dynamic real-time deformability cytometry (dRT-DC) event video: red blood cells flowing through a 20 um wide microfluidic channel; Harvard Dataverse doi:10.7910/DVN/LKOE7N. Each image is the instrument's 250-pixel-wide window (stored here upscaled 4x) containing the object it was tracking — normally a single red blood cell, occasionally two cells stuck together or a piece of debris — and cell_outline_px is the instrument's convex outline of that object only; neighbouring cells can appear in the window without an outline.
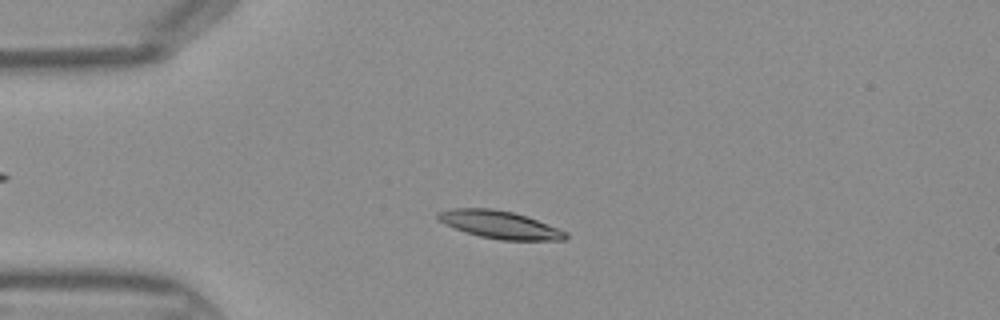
{"species": "Egyptian fruit bat (a non-hibernating species)", "species_latin": "Rousettus aegyptiacus", "temperature_condition": "warm", "stored_images_in_passage": 43, "camera_frame_rate_fps": 3000, "um_per_image_px": 0.085, "frame": {"image": 1, "passage_image": 9, "time_ms": 2.667, "image_size_px": [1000, 320], "cell_outline_px": [[568, 236], [564, 240], [500, 240], [480, 236], [444, 224], [436, 216], [436, 212], [452, 208], [492, 208], [512, 212], [528, 216], [568, 232]], "centroid_in_image_um": [42.5, 19.09], "position_along_channel_um": 42.5, "area_um2": 20.58}}
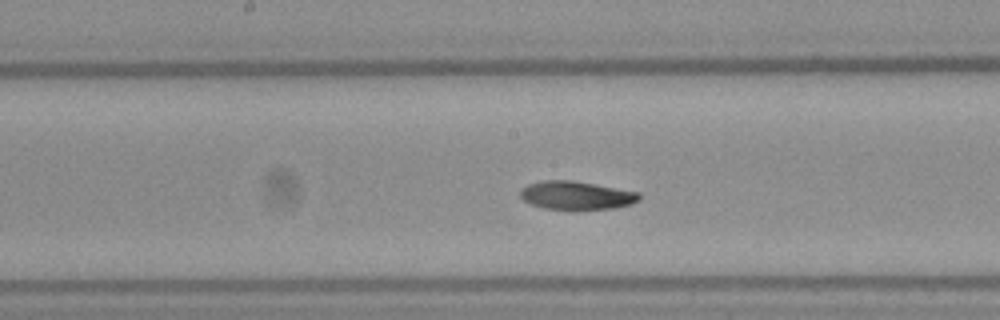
{"frame": {"image": 2, "passage_image": 21, "time_ms": 6.667, "image_size_px": [1000, 320], "cell_outline_px": [[640, 200], [632, 204], [612, 208], [544, 208], [532, 204], [524, 200], [520, 196], [520, 192], [528, 184], [540, 180], [572, 180], [640, 192]], "centroid_in_image_um": [49.01, 16.58], "position_along_channel_um": 199.2, "area_um2": 19.25}}
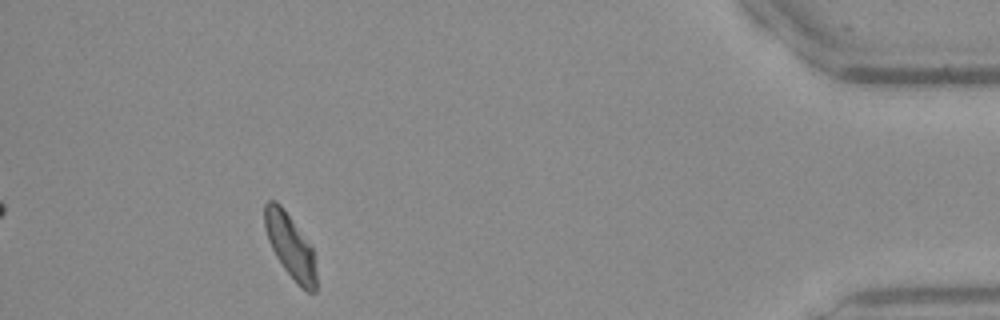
{"frame": {"image": 3, "passage_image": 39, "time_ms": 12.667, "image_size_px": [1000, 320], "cell_outline_px": [[316, 292], [308, 292], [300, 288], [284, 268], [276, 256], [268, 240], [264, 228], [264, 204], [268, 200], [276, 200], [280, 204], [312, 248], [316, 272]], "centroid_in_image_um": [24.65, 20.93], "position_along_channel_um": 410.6, "area_um2": 19.02}}